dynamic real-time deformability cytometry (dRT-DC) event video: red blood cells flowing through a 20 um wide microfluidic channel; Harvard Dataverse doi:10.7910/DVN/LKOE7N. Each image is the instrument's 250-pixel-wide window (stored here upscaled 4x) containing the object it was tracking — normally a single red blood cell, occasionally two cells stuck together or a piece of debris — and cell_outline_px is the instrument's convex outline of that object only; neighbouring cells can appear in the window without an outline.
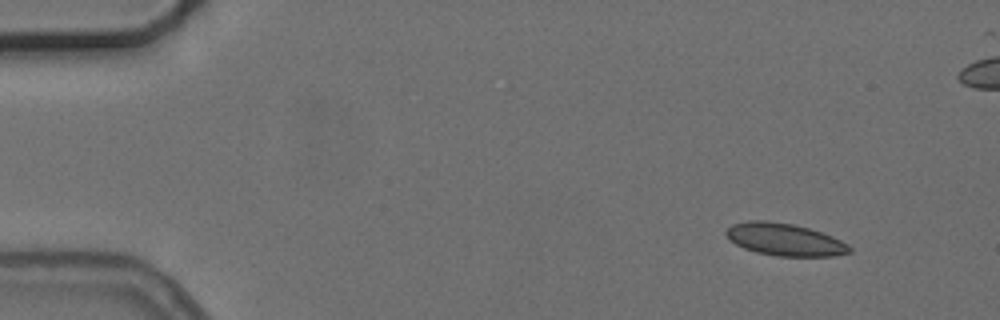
{"species": "common noctule bat (a hibernating species)", "species_latin": "Nyctalus noctula", "temperature_condition": "cold", "stored_images_in_passage": 3, "camera_frame_rate_fps": 3000, "um_per_image_px": 0.085, "animal": {"sex": "female", "body_mass_g": 24.6, "forearm_length_mm": 56.2}, "frame": {"image": 1, "passage_image": 1, "time_ms": 0.0, "image_size_px": [1000, 320], "cell_outline_px": [[852, 252], [832, 256], [776, 256], [756, 252], [744, 248], [736, 244], [724, 232], [732, 224], [748, 220], [768, 220], [792, 224], [808, 228], [832, 236], [848, 244], [852, 248]], "centroid_in_image_um": [66.71, 20.36], "position_along_channel_um": 18.3, "area_um2": 23.18}}